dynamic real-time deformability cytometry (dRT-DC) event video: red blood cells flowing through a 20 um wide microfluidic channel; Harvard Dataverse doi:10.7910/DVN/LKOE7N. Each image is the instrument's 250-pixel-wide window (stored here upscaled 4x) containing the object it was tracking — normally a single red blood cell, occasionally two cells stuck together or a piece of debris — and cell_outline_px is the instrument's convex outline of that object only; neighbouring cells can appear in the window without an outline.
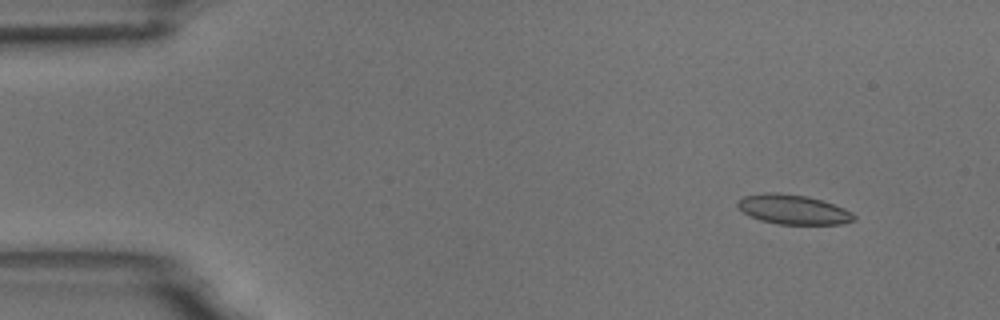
{"species": "common noctule bat (a hibernating species)", "species_latin": "Nyctalus noctula", "temperature_condition": "room temperature", "stored_images_in_passage": 5, "camera_frame_rate_fps": 3000, "um_per_image_px": 0.085, "animal": {"sex": "male", "body_mass_g": 18.8}, "frame": {"image": 1, "passage_image": 2, "time_ms": 1.333, "image_size_px": [1000, 320], "cell_outline_px": [[856, 220], [840, 224], [780, 224], [760, 220], [744, 212], [736, 204], [736, 200], [744, 196], [764, 192], [776, 192], [808, 196], [844, 208], [852, 212], [856, 216]], "centroid_in_image_um": [67.42, 17.8], "position_along_channel_um": 17.6, "area_um2": 20.0}}
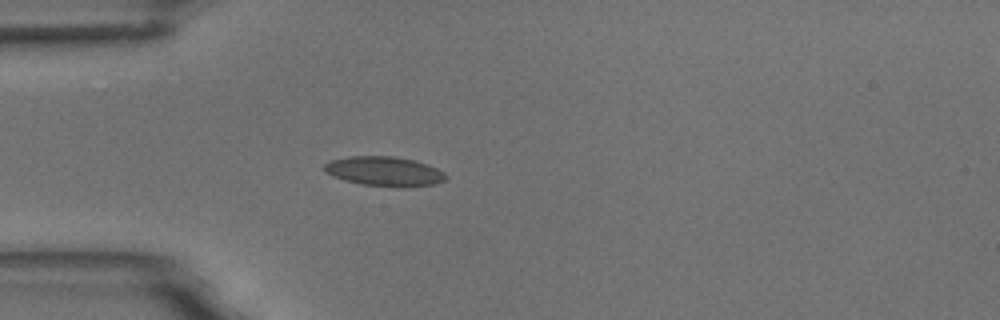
{"frame": {"image": 2, "passage_image": 5, "time_ms": 4.667, "image_size_px": [1000, 320], "cell_outline_px": [[448, 176], [444, 180], [436, 184], [404, 188], [400, 188], [360, 184], [344, 180], [332, 176], [324, 172], [324, 164], [332, 160], [348, 156], [392, 156], [416, 160], [428, 164], [444, 172]], "centroid_in_image_um": [32.69, 14.57], "position_along_channel_um": 52.3, "area_um2": 21.27}}